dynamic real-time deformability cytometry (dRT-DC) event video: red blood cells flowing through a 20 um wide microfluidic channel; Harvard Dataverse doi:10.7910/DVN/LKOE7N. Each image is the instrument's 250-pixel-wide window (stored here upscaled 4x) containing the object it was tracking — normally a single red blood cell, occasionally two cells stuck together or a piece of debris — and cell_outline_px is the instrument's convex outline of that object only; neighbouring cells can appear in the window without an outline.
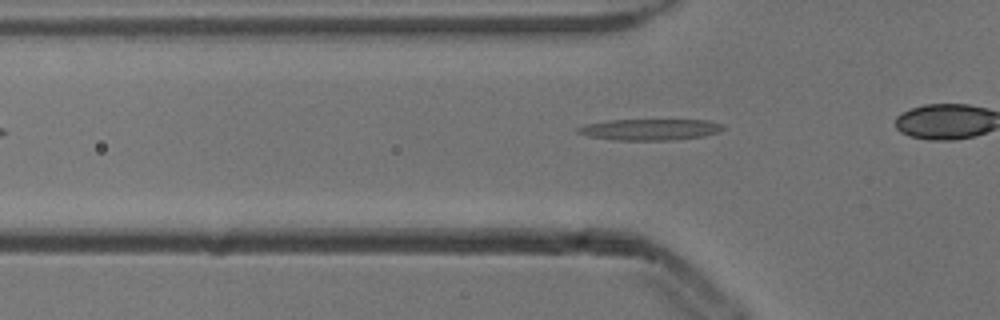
{"species": "common noctule bat (a hibernating species)", "species_latin": "Nyctalus noctula", "temperature_condition": "cold", "stored_images_in_passage": 4, "camera_frame_rate_fps": 3000, "um_per_image_px": 0.085, "animal": {"sex": "male", "body_mass_g": 13.3}, "frame": {"image": 1, "passage_image": 4, "time_ms": 1.0, "image_size_px": [1000, 320], "cell_outline_px": [[724, 128], [716, 132], [704, 136], [672, 140], [612, 140], [588, 136], [576, 132], [576, 128], [584, 124], [608, 120], [708, 120], [724, 124]], "centroid_in_image_um": [55.21, 11.0], "position_along_channel_um": 70.6, "area_um2": 18.03}}